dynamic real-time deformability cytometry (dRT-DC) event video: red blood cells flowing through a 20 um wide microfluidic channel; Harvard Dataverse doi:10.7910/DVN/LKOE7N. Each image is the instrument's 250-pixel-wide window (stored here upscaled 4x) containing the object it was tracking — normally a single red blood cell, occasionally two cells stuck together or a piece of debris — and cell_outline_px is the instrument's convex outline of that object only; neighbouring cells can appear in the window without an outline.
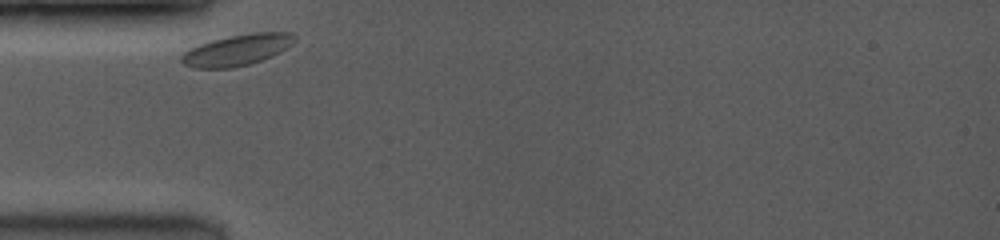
{"species": "common noctule bat (a hibernating species)", "species_latin": "Nyctalus noctula", "temperature_condition": "room temperature", "stored_images_in_passage": 6, "camera_frame_rate_fps": 3500, "um_per_image_px": 0.085, "animal": {"sex": "female", "body_mass_g": 19.0, "forearm_length_mm": 53.3}, "frame": {"image": 1, "passage_image": 1, "time_ms": 0.0, "image_size_px": [1000, 240], "cell_outline_px": [[296, 40], [292, 44], [280, 52], [272, 56], [248, 64], [232, 68], [196, 68], [184, 64], [180, 60], [180, 56], [188, 48], [212, 40], [228, 36], [252, 32], [288, 32], [296, 36]], "centroid_in_image_um": [20.14, 4.24], "position_along_channel_um": 64.9, "area_um2": 20.52}}
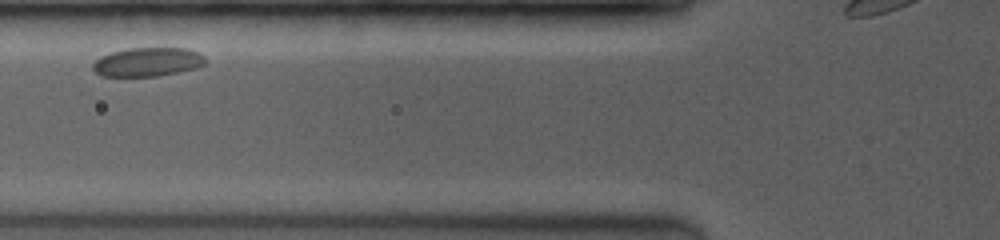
{"frame": {"image": 2, "passage_image": 4, "time_ms": 1.429, "image_size_px": [1000, 240], "cell_outline_px": [[204, 64], [196, 68], [156, 76], [100, 76], [92, 68], [92, 64], [100, 56], [112, 52], [128, 48], [188, 48], [204, 56]], "centroid_in_image_um": [12.51, 5.26], "position_along_channel_um": 113.3, "area_um2": 18.79}}